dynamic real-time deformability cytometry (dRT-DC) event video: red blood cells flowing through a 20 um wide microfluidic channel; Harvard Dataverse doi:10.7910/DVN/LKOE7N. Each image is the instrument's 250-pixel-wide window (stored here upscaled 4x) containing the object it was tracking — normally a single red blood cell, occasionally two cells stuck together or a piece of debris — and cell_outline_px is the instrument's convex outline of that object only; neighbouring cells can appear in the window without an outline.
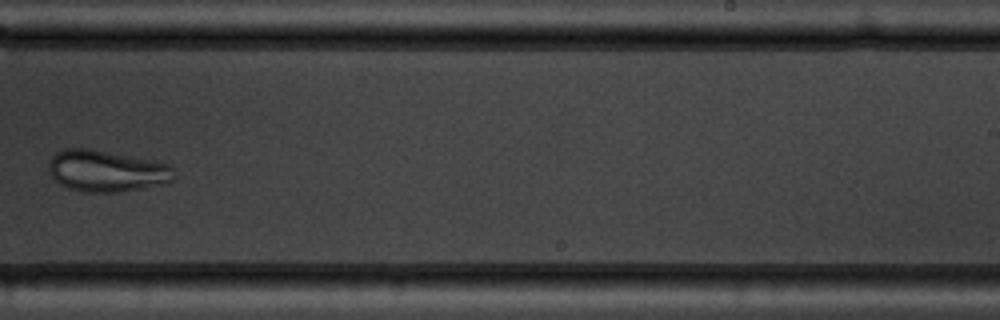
{"species": "common noctule bat (a hibernating species)", "species_latin": "Nyctalus noctula", "temperature_condition": "warm", "stored_images_in_passage": 10, "camera_frame_rate_fps": 3000, "um_per_image_px": 0.085, "animal": {"sex": "male", "body_mass_g": 19.5, "forearm_length_mm": 54.6}, "frame": {"image": 1, "passage_image": 10, "time_ms": 10.333, "image_size_px": [1000, 320], "cell_outline_px": [[176, 176], [172, 180], [140, 188], [120, 192], [84, 192], [68, 188], [60, 184], [48, 172], [48, 160], [56, 152], [64, 148], [88, 148], [172, 164]], "centroid_in_image_um": [9.01, 14.52], "position_along_channel_um": 280.0, "area_um2": 30.29}}